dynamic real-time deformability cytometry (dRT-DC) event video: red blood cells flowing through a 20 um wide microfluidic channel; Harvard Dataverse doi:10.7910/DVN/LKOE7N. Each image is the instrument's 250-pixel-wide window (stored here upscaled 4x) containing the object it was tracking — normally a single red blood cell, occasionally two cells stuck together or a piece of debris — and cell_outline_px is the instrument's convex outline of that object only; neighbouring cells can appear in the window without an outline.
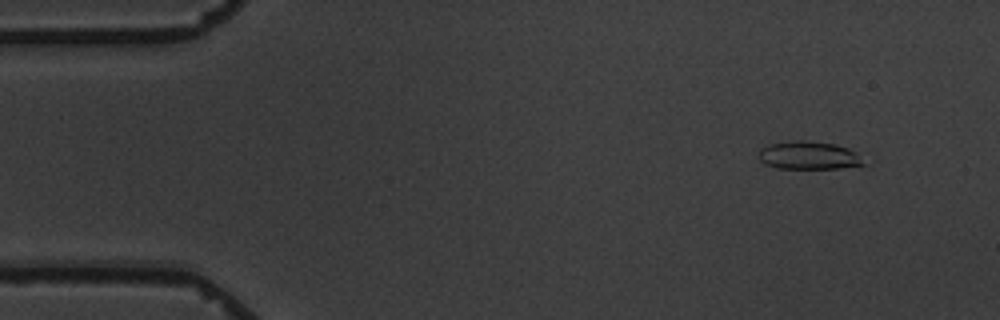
{"species": "common noctule bat (a hibernating species)", "species_latin": "Nyctalus noctula", "temperature_condition": "warm", "stored_images_in_passage": 6, "camera_frame_rate_fps": 3000, "um_per_image_px": 0.085, "animal": {"sex": "male", "body_mass_g": 19.5, "forearm_length_mm": 54.6}, "frame": {"image": 1, "passage_image": 1, "time_ms": 0.0, "image_size_px": [1000, 320], "cell_outline_px": [[864, 164], [840, 168], [776, 168], [764, 164], [756, 156], [760, 148], [768, 144], [796, 140], [804, 140], [836, 144], [848, 148]], "centroid_in_image_um": [68.6, 13.2], "position_along_channel_um": 16.4, "area_um2": 16.94}}
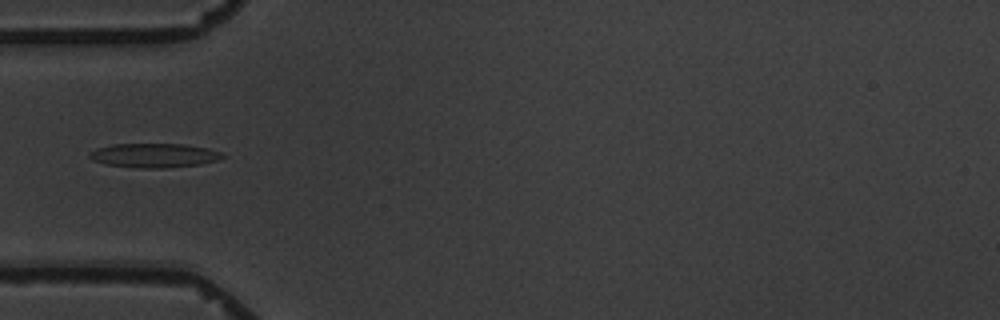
{"frame": {"image": 2, "passage_image": 5, "time_ms": 4.333, "image_size_px": [1000, 320], "cell_outline_px": [[224, 156], [216, 160], [200, 164], [164, 168], [140, 168], [104, 164], [92, 160], [88, 156], [88, 152], [96, 148], [112, 144], [184, 144], [208, 148], [220, 152]], "centroid_in_image_um": [13.03, 13.21], "position_along_channel_um": 72.0, "area_um2": 18.73}}
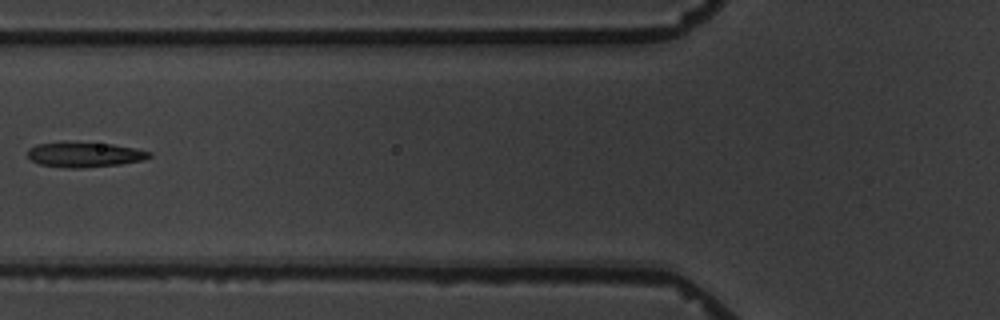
{"frame": {"image": 3, "passage_image": 6, "time_ms": 5.667, "image_size_px": [1000, 320], "cell_outline_px": [[152, 156], [140, 160], [120, 164], [80, 168], [64, 168], [40, 164], [32, 160], [28, 156], [28, 148], [36, 144], [64, 140], [112, 144], [136, 148], [152, 152]], "centroid_in_image_um": [7.14, 13.11], "position_along_channel_um": 118.7, "area_um2": 18.15}}